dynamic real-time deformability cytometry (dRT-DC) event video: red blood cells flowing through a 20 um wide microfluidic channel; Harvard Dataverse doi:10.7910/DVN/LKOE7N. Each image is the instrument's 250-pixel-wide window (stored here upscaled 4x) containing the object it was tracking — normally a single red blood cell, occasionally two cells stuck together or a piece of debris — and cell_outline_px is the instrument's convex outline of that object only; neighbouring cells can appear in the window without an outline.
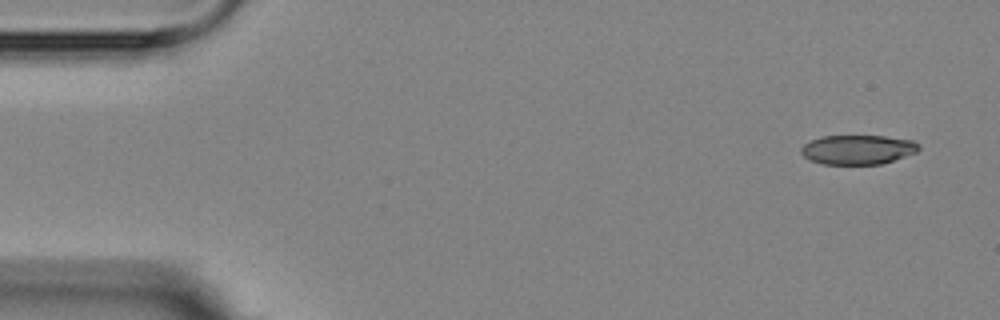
{"species": "Egyptian fruit bat (a non-hibernating species)", "species_latin": "Rousettus aegyptiacus", "temperature_condition": "room temperature", "stored_images_in_passage": 9, "camera_frame_rate_fps": 3000, "um_per_image_px": 0.085, "animal": {"sex": "female"}, "frame": {"image": 1, "passage_image": 1, "time_ms": 0.0, "image_size_px": [1000, 320], "cell_outline_px": [[920, 148], [916, 152], [880, 164], [824, 164], [812, 160], [804, 156], [800, 152], [800, 148], [804, 144], [820, 136], [884, 136], [912, 140], [920, 144]], "centroid_in_image_um": [72.9, 12.71], "position_along_channel_um": 12.1, "area_um2": 20.0}}
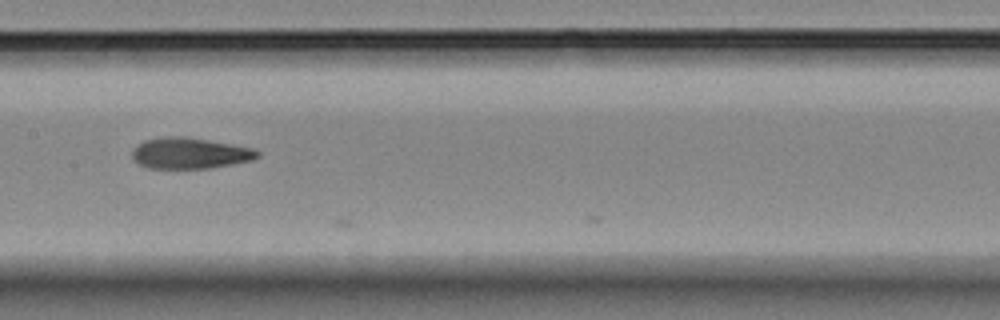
{"frame": {"image": 2, "passage_image": 8, "time_ms": 8.0, "image_size_px": [1000, 320], "cell_outline_px": [[260, 156], [252, 160], [212, 168], [148, 168], [140, 164], [132, 156], [132, 148], [136, 144], [144, 140], [164, 136], [184, 136], [232, 144], [252, 148], [260, 152]], "centroid_in_image_um": [16.12, 13.01], "position_along_channel_um": 191.3, "area_um2": 22.72}}